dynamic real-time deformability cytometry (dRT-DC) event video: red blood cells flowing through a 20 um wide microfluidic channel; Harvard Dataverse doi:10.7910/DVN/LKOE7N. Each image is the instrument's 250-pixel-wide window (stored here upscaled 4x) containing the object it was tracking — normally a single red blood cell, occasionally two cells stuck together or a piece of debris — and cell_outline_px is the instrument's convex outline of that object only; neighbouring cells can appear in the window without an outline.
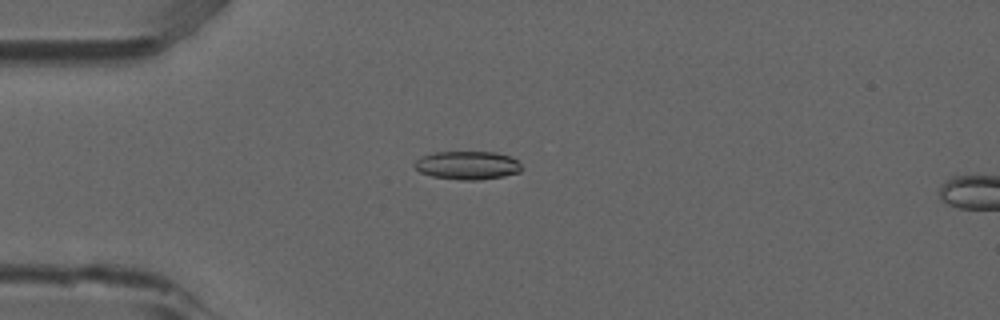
{"species": "common noctule bat (a hibernating species)", "species_latin": "Nyctalus noctula", "temperature_condition": "room temperature", "stored_images_in_passage": 5, "camera_frame_rate_fps": 3000, "um_per_image_px": 0.085, "animal": {"sex": "male", "forearm_length_mm": 52.5}, "frame": {"image": 1, "passage_image": 4, "time_ms": 1.0, "image_size_px": [1000, 320], "cell_outline_px": [[524, 168], [520, 172], [504, 176], [480, 180], [460, 180], [432, 176], [420, 172], [412, 164], [416, 160], [424, 156], [436, 152], [496, 152], [508, 156], [516, 160]], "centroid_in_image_um": [39.75, 14.06], "position_along_channel_um": 45.2, "area_um2": 17.69}}